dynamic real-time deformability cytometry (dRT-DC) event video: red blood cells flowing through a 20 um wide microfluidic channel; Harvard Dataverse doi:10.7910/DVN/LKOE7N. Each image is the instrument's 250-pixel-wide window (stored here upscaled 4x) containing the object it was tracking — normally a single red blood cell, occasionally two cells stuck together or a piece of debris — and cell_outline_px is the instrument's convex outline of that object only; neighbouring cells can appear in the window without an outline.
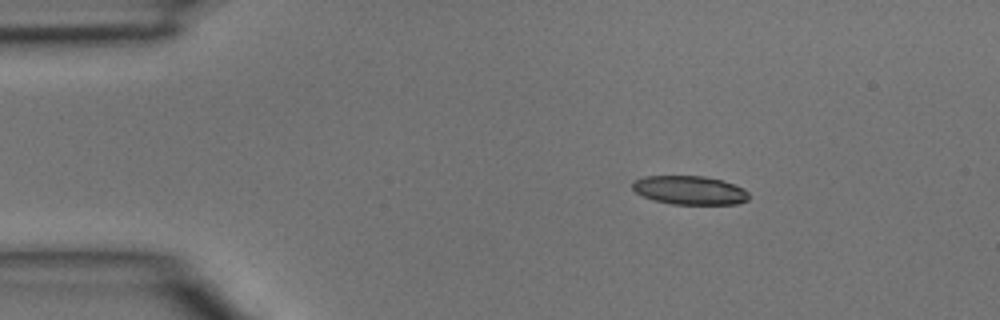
{"species": "common noctule bat (a hibernating species)", "species_latin": "Nyctalus noctula", "temperature_condition": "room temperature", "stored_images_in_passage": 3, "camera_frame_rate_fps": 3000, "um_per_image_px": 0.085, "animal": {"sex": "male", "body_mass_g": 15.6}, "frame": {"image": 1, "passage_image": 1, "time_ms": 0.0, "image_size_px": [1000, 320], "cell_outline_px": [[748, 200], [736, 204], [672, 204], [656, 200], [644, 196], [636, 192], [632, 188], [632, 184], [636, 180], [644, 176], [704, 176], [720, 180], [744, 188], [748, 192]], "centroid_in_image_um": [58.63, 16.17], "position_along_channel_um": 26.4, "area_um2": 19.25}}
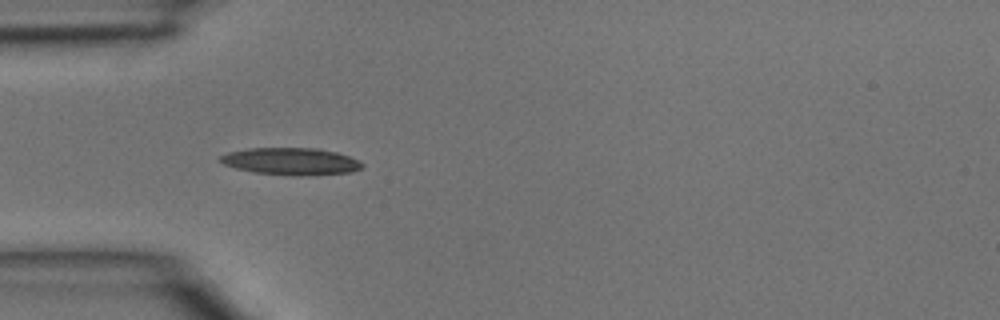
{"frame": {"image": 2, "passage_image": 2, "time_ms": 0.333, "image_size_px": [1000, 320], "cell_outline_px": [[364, 168], [352, 172], [308, 176], [296, 176], [252, 172], [236, 168], [224, 164], [220, 160], [220, 156], [228, 152], [248, 148], [320, 148], [336, 152], [360, 160], [364, 164]], "centroid_in_image_um": [24.79, 13.72], "position_along_channel_um": 60.2, "area_um2": 22.72}}